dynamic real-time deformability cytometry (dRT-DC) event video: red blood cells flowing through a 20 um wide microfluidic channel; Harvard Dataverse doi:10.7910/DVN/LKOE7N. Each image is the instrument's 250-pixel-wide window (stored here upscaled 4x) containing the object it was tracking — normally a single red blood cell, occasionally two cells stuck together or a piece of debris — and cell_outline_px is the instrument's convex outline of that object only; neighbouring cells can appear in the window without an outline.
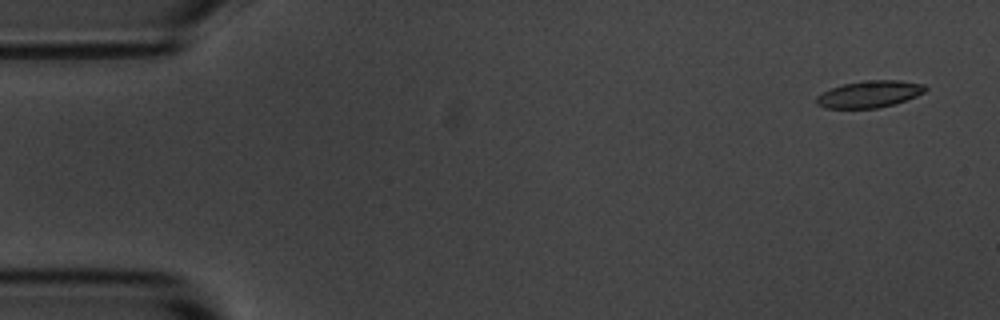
{"species": "common noctule bat (a hibernating species)", "species_latin": "Nyctalus noctula", "temperature_condition": "room temperature", "stored_images_in_passage": 6, "camera_frame_rate_fps": 3000, "um_per_image_px": 0.085, "animal": {"sex": "male", "body_mass_g": 20.1, "forearm_length_mm": 53.5}, "frame": {"image": 1, "passage_image": 1, "time_ms": 0.0, "image_size_px": [1000, 320], "cell_outline_px": [[928, 88], [924, 92], [916, 96], [892, 104], [876, 108], [824, 108], [816, 104], [816, 96], [832, 88], [844, 84], [864, 80], [900, 80], [924, 84]], "centroid_in_image_um": [73.9, 7.99], "position_along_channel_um": 11.1, "area_um2": 16.88}}
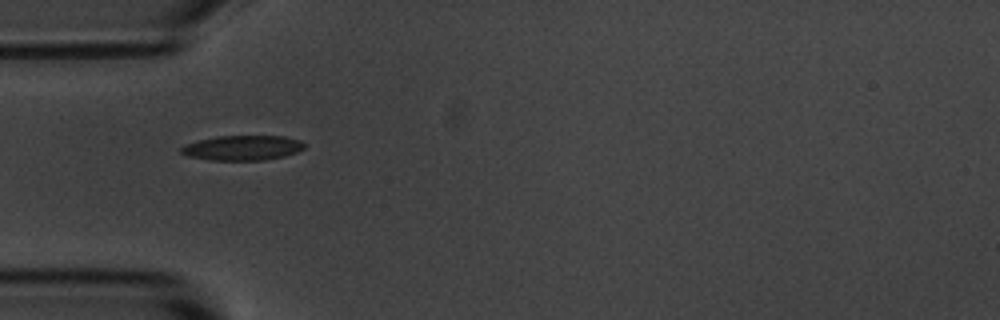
{"frame": {"image": 2, "passage_image": 5, "time_ms": 4.667, "image_size_px": [1000, 320], "cell_outline_px": [[304, 148], [296, 152], [284, 156], [264, 160], [208, 160], [188, 156], [180, 152], [180, 148], [184, 144], [216, 136], [284, 136], [300, 140], [304, 144]], "centroid_in_image_um": [20.59, 12.56], "position_along_channel_um": 64.4, "area_um2": 17.86}}